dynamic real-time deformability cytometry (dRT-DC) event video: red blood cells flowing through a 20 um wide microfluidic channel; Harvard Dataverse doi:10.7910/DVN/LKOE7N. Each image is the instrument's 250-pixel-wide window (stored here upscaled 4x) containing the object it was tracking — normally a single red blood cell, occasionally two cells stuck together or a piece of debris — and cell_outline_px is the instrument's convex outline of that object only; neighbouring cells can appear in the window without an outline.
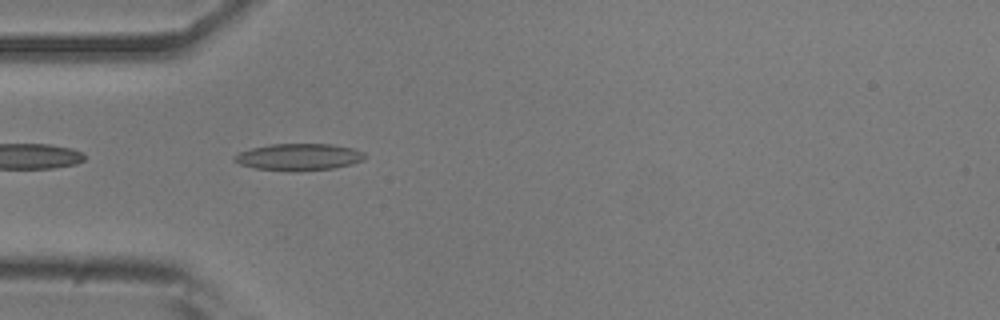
{"species": "common noctule bat (a hibernating species)", "species_latin": "Nyctalus noctula", "temperature_condition": "room temperature", "stored_images_in_passage": 40, "camera_frame_rate_fps": 3000, "um_per_image_px": 0.085, "animal": {"sex": "male", "body_mass_g": 20.5, "forearm_length_mm": 52.5}, "frame": {"image": 1, "passage_image": 2, "time_ms": 0.333, "image_size_px": [1000, 320], "cell_outline_px": [[368, 156], [364, 160], [352, 164], [336, 168], [288, 172], [256, 168], [240, 164], [232, 160], [232, 156], [240, 152], [252, 148], [268, 144], [332, 144], [352, 148], [364, 152]], "centroid_in_image_um": [25.42, 13.35], "position_along_channel_um": 59.6, "area_um2": 20.69}}
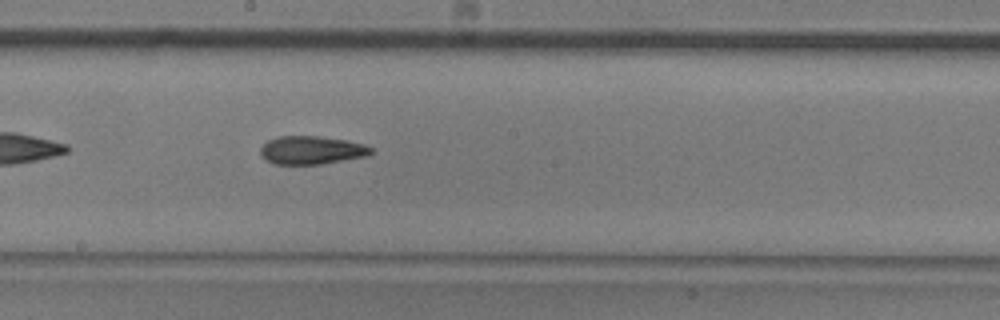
{"frame": {"image": 2, "passage_image": 15, "time_ms": 4.667, "image_size_px": [1000, 320], "cell_outline_px": [[372, 152], [368, 156], [320, 164], [272, 164], [264, 160], [260, 156], [260, 148], [268, 140], [276, 136], [320, 136], [348, 140], [364, 144], [372, 148]], "centroid_in_image_um": [26.45, 12.76], "position_along_channel_um": 221.7, "area_um2": 18.44}}
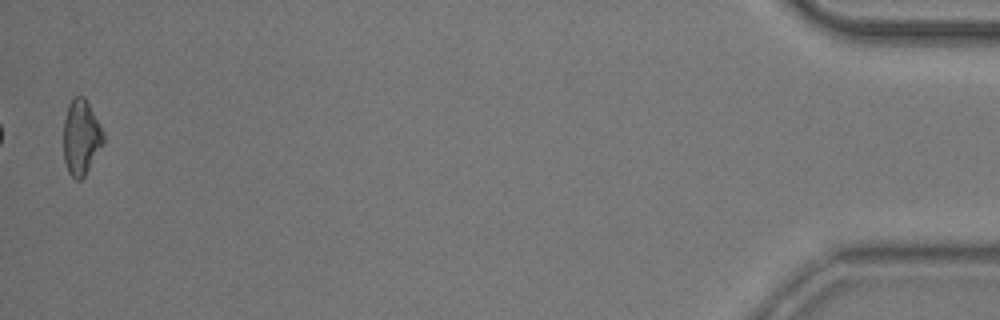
{"frame": {"image": 3, "passage_image": 39, "time_ms": 12.667, "image_size_px": [1000, 320], "cell_outline_px": [[104, 144], [84, 176], [80, 180], [76, 180], [68, 172], [64, 160], [64, 120], [68, 104], [76, 96], [84, 96], [100, 124], [104, 132]], "centroid_in_image_um": [6.9, 11.68], "position_along_channel_um": 428.3, "area_um2": 17.46}, "authors_computed_cell_mechanics": {"area_um2": 18.0625, "velocity_mm_per_s": 3.7678, "shape_relaxation_time_tau1_ms": 7.1226, "shape_relaxation_time_tau2_ms": 4.1205, "deformation_change_tau1": 0.1659, "deformation_change_tau2": 0.1194}}